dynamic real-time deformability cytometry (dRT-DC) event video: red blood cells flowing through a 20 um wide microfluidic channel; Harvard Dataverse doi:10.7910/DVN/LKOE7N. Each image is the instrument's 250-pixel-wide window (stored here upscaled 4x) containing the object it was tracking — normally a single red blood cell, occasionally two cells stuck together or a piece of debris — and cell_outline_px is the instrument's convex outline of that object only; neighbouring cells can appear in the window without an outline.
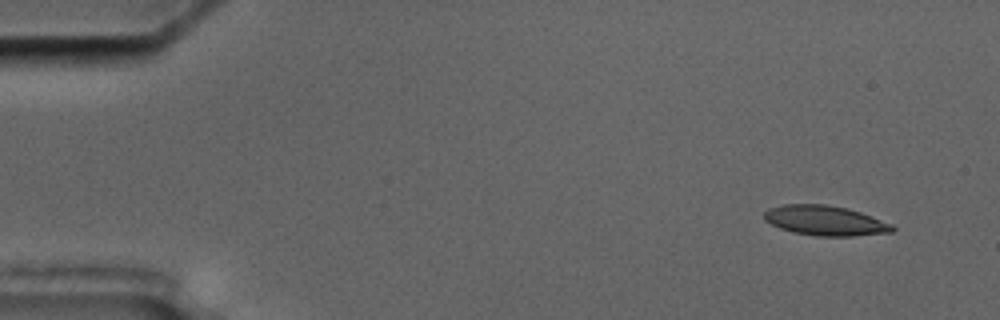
{"species": "common noctule bat (a hibernating species)", "species_latin": "Nyctalus noctula", "temperature_condition": "cold", "stored_images_in_passage": 4, "camera_frame_rate_fps": 3000, "um_per_image_px": 0.085, "animal": {"sex": "male", "body_mass_g": 17.5, "forearm_length_mm": 52.3}, "frame": {"image": 1, "passage_image": 1, "time_ms": 0.0, "image_size_px": [1000, 320], "cell_outline_px": [[896, 228], [892, 232], [852, 236], [816, 236], [792, 232], [780, 228], [764, 220], [764, 212], [768, 208], [780, 204], [824, 204], [848, 208], [872, 216], [892, 224]], "centroid_in_image_um": [70.12, 18.74], "position_along_channel_um": 14.9, "area_um2": 22.48}}
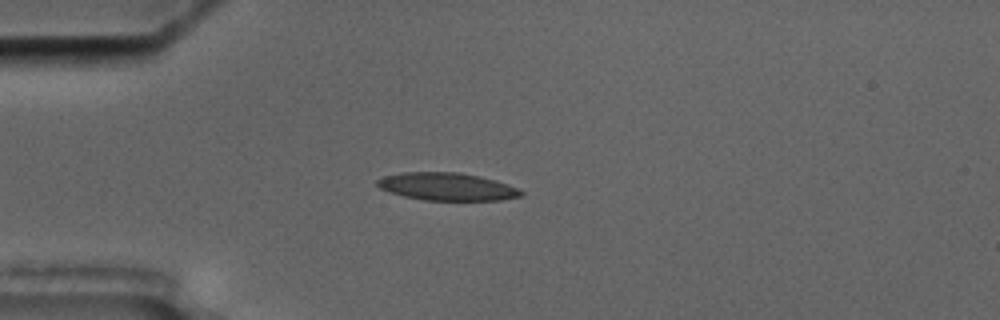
{"frame": {"image": 2, "passage_image": 4, "time_ms": 3.667, "image_size_px": [1000, 320], "cell_outline_px": [[524, 196], [500, 200], [424, 200], [404, 196], [380, 188], [376, 184], [376, 180], [384, 176], [404, 172], [460, 172], [480, 176], [496, 180], [508, 184], [524, 192]], "centroid_in_image_um": [38.03, 15.86], "position_along_channel_um": 47.0, "area_um2": 23.18}}